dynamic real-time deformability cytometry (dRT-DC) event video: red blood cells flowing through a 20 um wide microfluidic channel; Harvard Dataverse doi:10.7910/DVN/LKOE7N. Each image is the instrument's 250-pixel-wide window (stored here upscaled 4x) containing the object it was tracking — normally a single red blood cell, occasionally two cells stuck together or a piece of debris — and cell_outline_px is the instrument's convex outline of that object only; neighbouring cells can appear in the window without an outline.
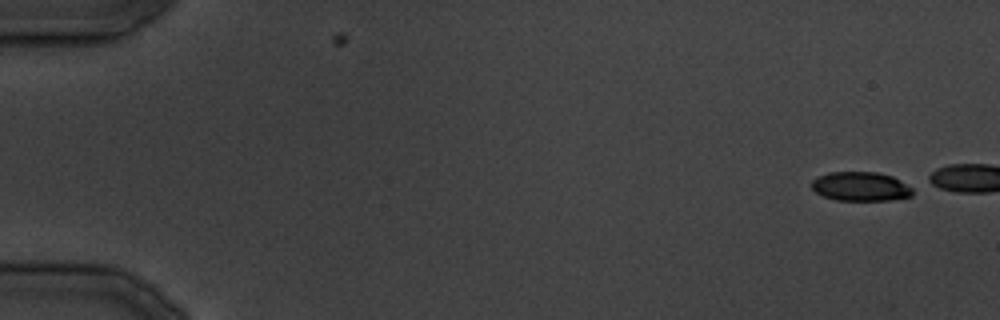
{"species": "common noctule bat (a hibernating species)", "species_latin": "Nyctalus noctula", "temperature_condition": "cold", "stored_images_in_passage": 7, "camera_frame_rate_fps": 3000, "um_per_image_px": 0.085, "animal": {"sex": "male", "body_mass_g": 19.5, "forearm_length_mm": 54.6}, "frame": {"image": 1, "passage_image": 1, "time_ms": 0.0, "image_size_px": [1000, 320], "cell_outline_px": [[912, 196], [892, 200], [836, 200], [824, 196], [816, 192], [812, 188], [812, 180], [816, 176], [828, 172], [876, 172], [892, 176], [900, 180], [912, 188]], "centroid_in_image_um": [73.14, 15.84], "position_along_channel_um": 11.9, "area_um2": 17.17}}